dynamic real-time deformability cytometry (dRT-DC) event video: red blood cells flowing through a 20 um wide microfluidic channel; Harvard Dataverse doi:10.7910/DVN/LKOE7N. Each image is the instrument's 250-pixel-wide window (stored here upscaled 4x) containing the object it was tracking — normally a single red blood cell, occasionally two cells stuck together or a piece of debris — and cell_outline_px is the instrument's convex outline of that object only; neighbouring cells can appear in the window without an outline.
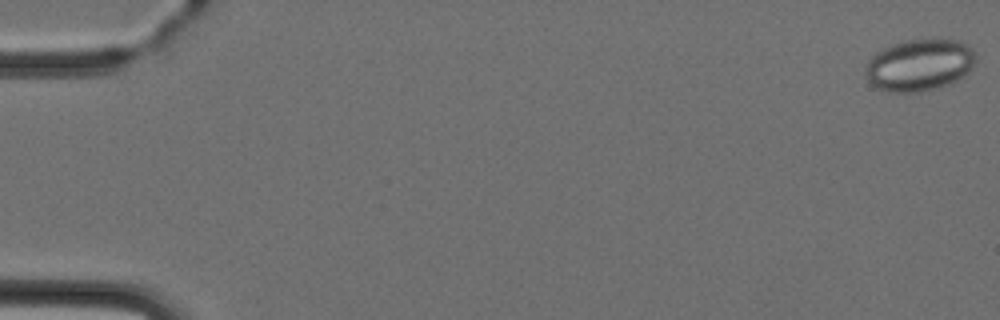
{"species": "Egyptian fruit bat (a non-hibernating species)", "species_latin": "Rousettus aegyptiacus", "temperature_condition": "cold", "stored_images_in_passage": 5, "camera_frame_rate_fps": 3000, "um_per_image_px": 0.085, "animal": {"sex": "female"}, "frame": {"image": 1, "passage_image": 1, "time_ms": 0.0, "image_size_px": [1000, 320], "cell_outline_px": [[976, 60], [968, 72], [952, 84], [920, 92], [888, 92], [872, 84], [868, 80], [864, 72], [872, 56], [876, 52], [900, 40], [956, 40], [968, 44], [976, 56]], "centroid_in_image_um": [78.16, 5.53], "position_along_channel_um": 6.8, "area_um2": 33.23}}